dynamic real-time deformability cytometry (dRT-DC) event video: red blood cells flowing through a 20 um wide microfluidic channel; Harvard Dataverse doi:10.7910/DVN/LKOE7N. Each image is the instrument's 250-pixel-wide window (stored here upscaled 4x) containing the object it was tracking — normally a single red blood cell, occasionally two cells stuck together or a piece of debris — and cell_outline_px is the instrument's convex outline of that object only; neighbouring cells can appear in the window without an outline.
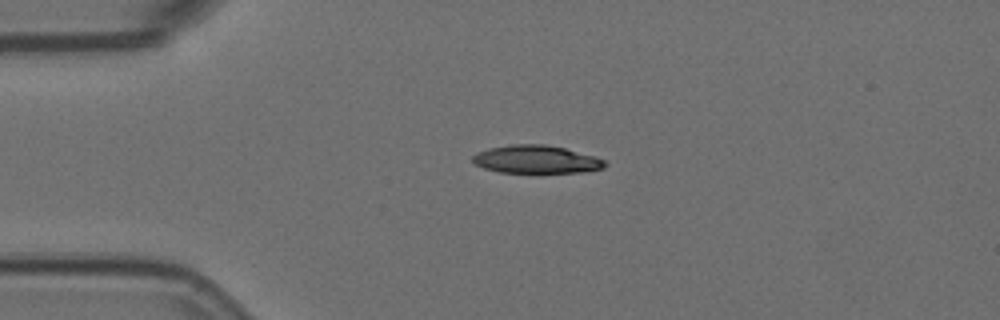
{"species": "Egyptian fruit bat (a non-hibernating species)", "species_latin": "Rousettus aegyptiacus", "temperature_condition": "room temperature", "stored_images_in_passage": 44, "camera_frame_rate_fps": 3000, "um_per_image_px": 0.085, "animal": {"sex": "female"}, "frame": {"image": 1, "passage_image": 1, "time_ms": 0.0, "image_size_px": [1000, 320], "cell_outline_px": [[608, 164], [604, 168], [584, 172], [500, 172], [484, 168], [476, 164], [472, 160], [472, 156], [476, 152], [488, 148], [512, 144], [544, 144], [564, 148], [596, 156], [604, 160]], "centroid_in_image_um": [45.59, 13.54], "position_along_channel_um": 39.4, "area_um2": 21.56}}
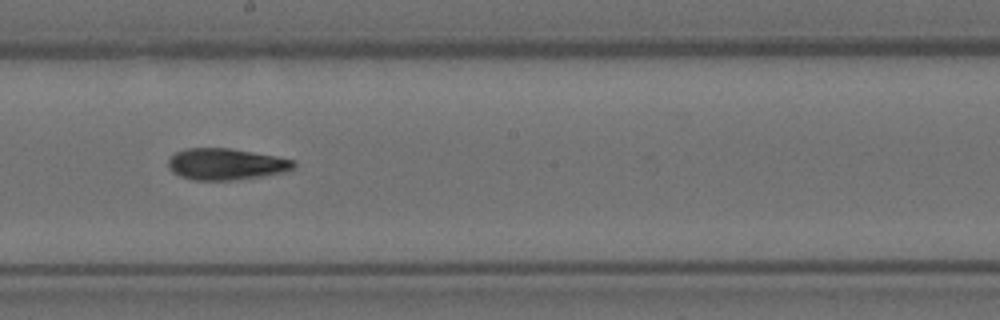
{"frame": {"image": 2, "passage_image": 19, "time_ms": 6.0, "image_size_px": [1000, 320], "cell_outline_px": [[296, 168], [288, 172], [264, 176], [232, 180], [192, 180], [180, 176], [172, 172], [168, 168], [168, 160], [176, 152], [188, 148], [228, 148], [276, 156], [296, 160]], "centroid_in_image_um": [19.26, 13.96], "position_along_channel_um": 228.9, "area_um2": 23.24}}
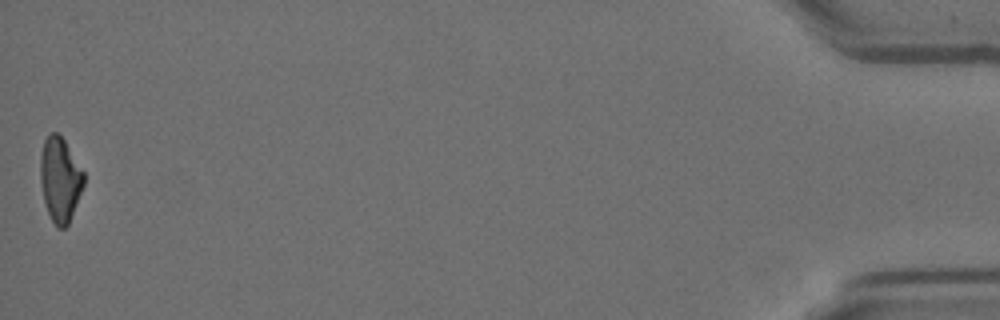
{"frame": {"image": 3, "passage_image": 44, "time_ms": 14.333, "image_size_px": [1000, 320], "cell_outline_px": [[84, 184], [68, 224], [64, 228], [56, 228], [48, 212], [44, 200], [40, 180], [40, 156], [44, 140], [52, 132], [56, 132], [64, 140], [84, 172]], "centroid_in_image_um": [5.09, 15.25], "position_along_channel_um": 430.1, "area_um2": 21.1}, "authors_computed_cell_mechanics": {"area_um2": 22.5998, "velocity_mm_per_s": 3.6023, "shape_relaxation_time_tau1_ms": null, "shape_relaxation_time_tau2_ms": 7.1346, "deformation_change_tau1": null, "deformation_change_tau2": 0.1665}}